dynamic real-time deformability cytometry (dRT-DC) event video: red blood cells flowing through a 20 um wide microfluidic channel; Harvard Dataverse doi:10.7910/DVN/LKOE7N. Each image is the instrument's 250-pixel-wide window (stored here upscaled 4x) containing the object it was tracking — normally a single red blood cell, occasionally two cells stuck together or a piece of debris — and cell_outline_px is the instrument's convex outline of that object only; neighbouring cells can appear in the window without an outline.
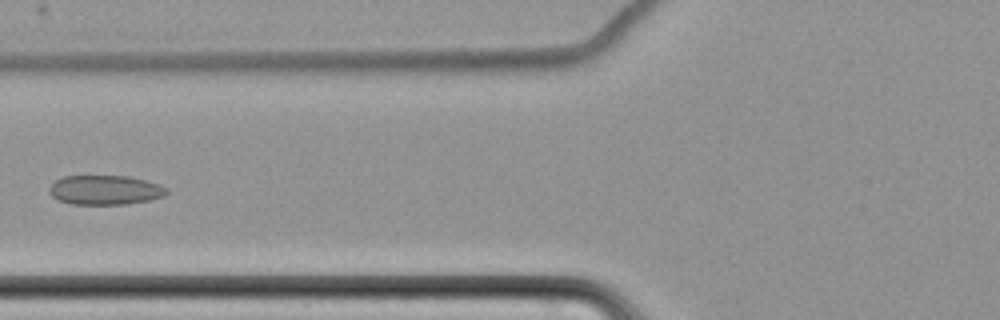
{"species": "common noctule bat (a hibernating species)", "species_latin": "Nyctalus noctula", "temperature_condition": "cold", "stored_images_in_passage": 3, "camera_frame_rate_fps": 3000, "um_per_image_px": 0.085, "animal": {"sex": "female", "body_mass_g": 22.7, "forearm_length_mm": 54.2}, "frame": {"image": 1, "passage_image": 3, "time_ms": 2.333, "image_size_px": [1000, 320], "cell_outline_px": [[168, 192], [164, 196], [148, 200], [124, 204], [72, 204], [60, 200], [52, 196], [48, 192], [48, 188], [56, 180], [64, 176], [128, 176], [160, 184], [168, 188]], "centroid_in_image_um": [8.93, 16.14], "position_along_channel_um": 116.9, "area_um2": 20.06}}